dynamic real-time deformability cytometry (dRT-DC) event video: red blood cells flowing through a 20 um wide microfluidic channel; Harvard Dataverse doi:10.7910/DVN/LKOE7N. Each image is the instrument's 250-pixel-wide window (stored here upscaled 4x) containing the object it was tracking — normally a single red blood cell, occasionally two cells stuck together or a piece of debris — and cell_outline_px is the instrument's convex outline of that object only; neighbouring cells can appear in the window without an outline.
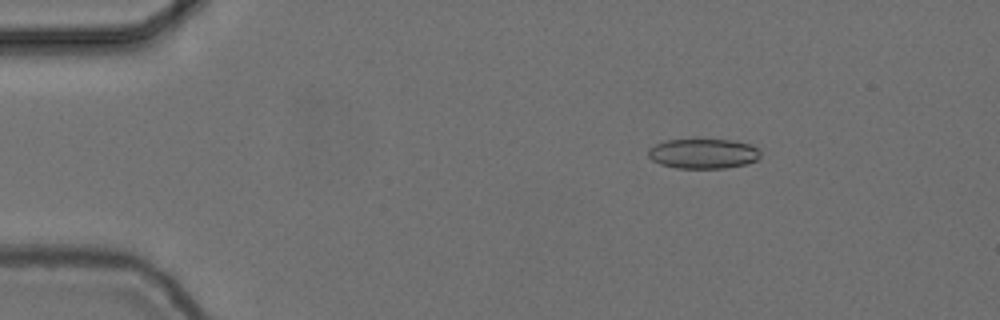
{"species": "common noctule bat (a hibernating species)", "species_latin": "Nyctalus noctula", "temperature_condition": "cold", "stored_images_in_passage": 55, "camera_frame_rate_fps": 3000, "um_per_image_px": 0.085, "animal": {"sex": "female", "body_mass_g": 24.6, "forearm_length_mm": 56.2}, "frame": {"image": 1, "passage_image": 9, "time_ms": 2.667, "image_size_px": [1000, 320], "cell_outline_px": [[760, 156], [756, 160], [744, 164], [724, 168], [676, 168], [660, 164], [652, 160], [648, 156], [648, 148], [664, 140], [736, 140], [752, 144], [760, 152]], "centroid_in_image_um": [59.76, 13.05], "position_along_channel_um": 25.2, "area_um2": 19.54}}
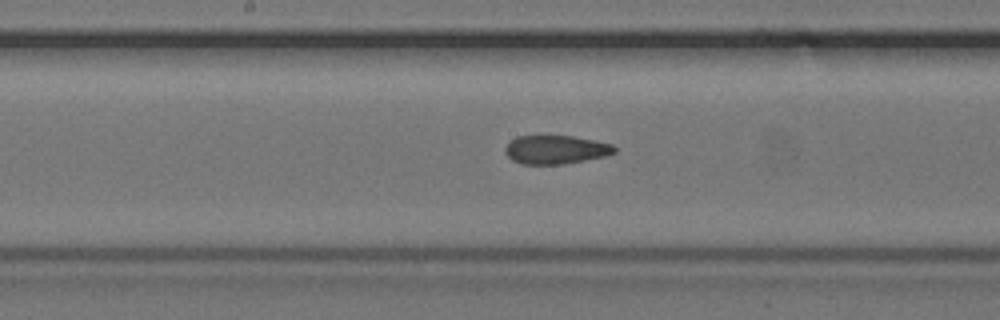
{"frame": {"image": 2, "passage_image": 29, "time_ms": 9.333, "image_size_px": [1000, 320], "cell_outline_px": [[616, 152], [608, 156], [564, 164], [520, 164], [512, 160], [504, 152], [504, 148], [516, 136], [572, 136], [612, 144], [616, 148]], "centroid_in_image_um": [47.24, 12.73], "position_along_channel_um": 201.0, "area_um2": 18.26}}
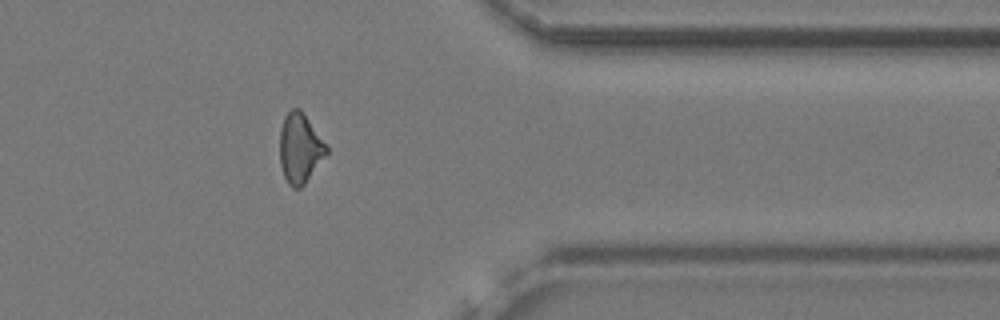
{"frame": {"image": 3, "passage_image": 45, "time_ms": 14.667, "image_size_px": [1000, 320], "cell_outline_px": [[328, 152], [304, 184], [300, 188], [292, 188], [288, 184], [284, 176], [280, 164], [280, 128], [284, 116], [292, 108], [300, 108], [304, 112], [328, 144]], "centroid_in_image_um": [25.51, 12.56], "position_along_channel_um": 385.9, "area_um2": 19.25}, "authors_computed_cell_mechanics": {"area_um2": 19.2474, "velocity_mm_per_s": 3.7269, "shape_relaxation_time_tau1_ms": null, "shape_relaxation_time_tau2_ms": 2.5252, "deformation_change_tau1": null, "deformation_change_tau2": 0.1064}}